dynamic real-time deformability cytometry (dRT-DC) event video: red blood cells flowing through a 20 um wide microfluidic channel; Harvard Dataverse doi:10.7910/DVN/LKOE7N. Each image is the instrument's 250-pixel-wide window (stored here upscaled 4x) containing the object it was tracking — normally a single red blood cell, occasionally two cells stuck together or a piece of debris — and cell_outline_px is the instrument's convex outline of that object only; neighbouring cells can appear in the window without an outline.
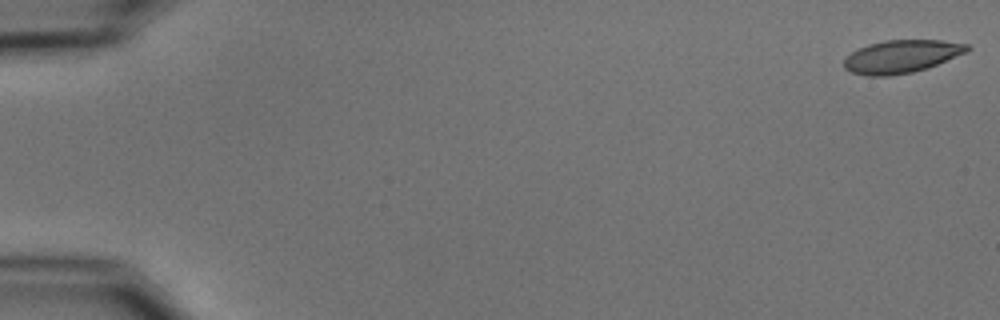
{"species": "common noctule bat (a hibernating species)", "species_latin": "Nyctalus noctula", "temperature_condition": "cold", "stored_images_in_passage": 55, "camera_frame_rate_fps": 3000, "um_per_image_px": 0.085, "animal": {"sex": "male", "body_mass_g": 15.6}, "frame": {"image": 1, "passage_image": 1, "time_ms": 0.0, "image_size_px": [1000, 320], "cell_outline_px": [[972, 48], [968, 52], [928, 68], [912, 72], [888, 76], [868, 76], [852, 72], [844, 68], [844, 60], [852, 52], [868, 44], [884, 40], [940, 40], [968, 44]], "centroid_in_image_um": [76.66, 4.8], "position_along_channel_um": 8.3, "area_um2": 23.64}}
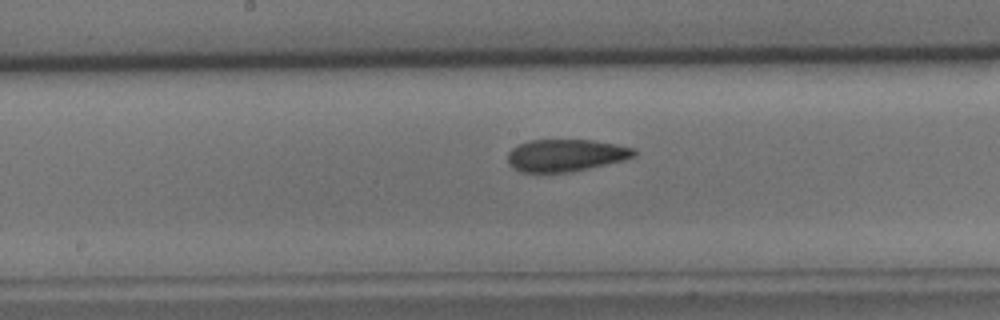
{"frame": {"image": 2, "passage_image": 29, "time_ms": 9.333, "image_size_px": [1000, 320], "cell_outline_px": [[636, 156], [624, 160], [588, 168], [568, 172], [520, 172], [512, 168], [508, 164], [508, 152], [512, 148], [520, 144], [532, 140], [592, 140], [616, 144], [636, 148]], "centroid_in_image_um": [48.09, 13.2], "position_along_channel_um": 200.1, "area_um2": 23.7}}
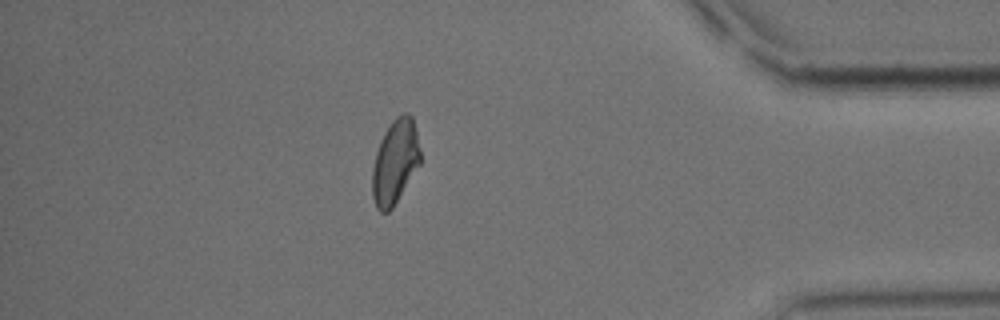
{"frame": {"image": 3, "passage_image": 48, "time_ms": 15.667, "image_size_px": [1000, 320], "cell_outline_px": [[420, 164], [392, 208], [388, 212], [380, 212], [376, 208], [372, 196], [372, 168], [376, 152], [380, 140], [384, 132], [392, 120], [396, 116], [404, 112], [408, 112], [412, 116], [420, 148]], "centroid_in_image_um": [33.57, 13.74], "position_along_channel_um": 401.6, "area_um2": 23.64}, "authors_computed_cell_mechanics": {"area_um2": 23.8714, "velocity_mm_per_s": 3.706, "shape_relaxation_time_tau1_ms": 7.9729, "shape_relaxation_time_tau2_ms": 2.0632, "deformation_change_tau1": 0.152, "deformation_change_tau2": 0.058}}